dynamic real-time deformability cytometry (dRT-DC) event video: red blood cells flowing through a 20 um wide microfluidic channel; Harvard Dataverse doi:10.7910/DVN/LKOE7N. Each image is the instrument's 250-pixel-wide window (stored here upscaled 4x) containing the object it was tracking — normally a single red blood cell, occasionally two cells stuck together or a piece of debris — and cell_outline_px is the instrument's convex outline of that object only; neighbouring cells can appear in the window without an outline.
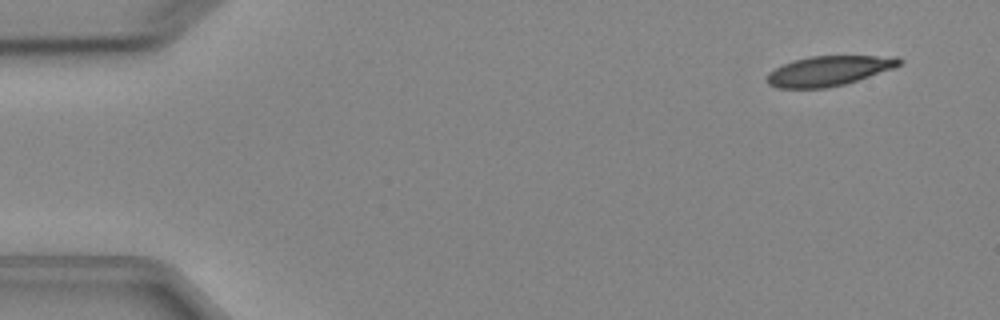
{"species": "Egyptian fruit bat (a non-hibernating species)", "species_latin": "Rousettus aegyptiacus", "temperature_condition": "cold", "stored_images_in_passage": 5, "camera_frame_rate_fps": 3000, "um_per_image_px": 0.085, "animal": {"sex": "female"}, "frame": {"image": 1, "passage_image": 2, "time_ms": 1.0, "image_size_px": [1000, 320], "cell_outline_px": [[904, 60], [900, 64], [892, 68], [844, 84], [828, 88], [776, 88], [768, 84], [768, 72], [792, 60], [812, 56], [896, 56]], "centroid_in_image_um": [70.43, 6.02], "position_along_channel_um": 14.6, "area_um2": 22.77}}